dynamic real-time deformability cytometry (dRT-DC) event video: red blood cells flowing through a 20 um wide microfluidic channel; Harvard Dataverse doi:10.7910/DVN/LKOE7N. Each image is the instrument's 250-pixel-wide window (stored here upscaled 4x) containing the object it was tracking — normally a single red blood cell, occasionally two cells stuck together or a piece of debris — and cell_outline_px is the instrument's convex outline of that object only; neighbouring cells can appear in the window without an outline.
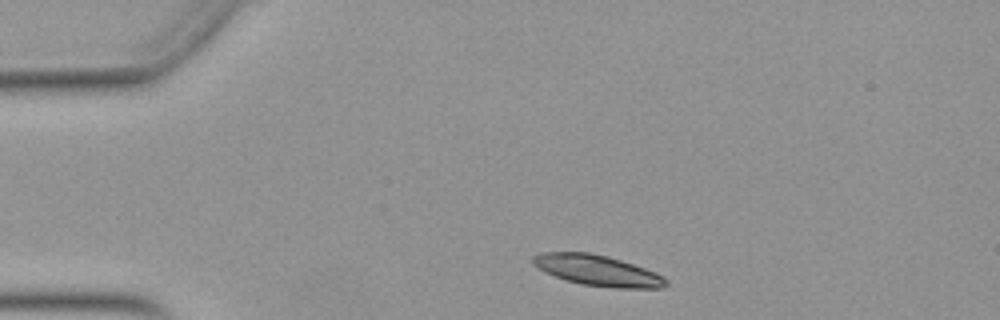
{"species": "Egyptian fruit bat (a non-hibernating species)", "species_latin": "Rousettus aegyptiacus", "temperature_condition": "warm", "stored_images_in_passage": 36, "camera_frame_rate_fps": 3000, "um_per_image_px": 0.085, "animal": {"sex": "female"}, "frame": {"image": 1, "passage_image": 3, "time_ms": 0.667, "image_size_px": [1000, 320], "cell_outline_px": [[668, 284], [664, 288], [616, 288], [580, 284], [564, 280], [532, 264], [532, 256], [544, 252], [588, 252], [608, 256], [644, 268], [664, 276], [668, 280]], "centroid_in_image_um": [50.82, 22.99], "position_along_channel_um": 34.2, "area_um2": 23.7}}
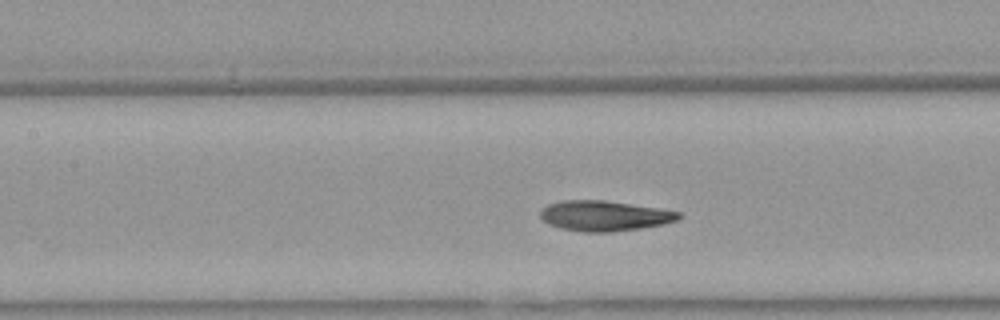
{"frame": {"image": 2, "passage_image": 16, "time_ms": 5.0, "image_size_px": [1000, 320], "cell_outline_px": [[680, 216], [676, 220], [660, 224], [640, 228], [612, 232], [580, 232], [560, 228], [548, 224], [540, 216], [540, 212], [548, 204], [564, 200], [604, 200], [656, 208], [680, 212]], "centroid_in_image_um": [51.31, 18.35], "position_along_channel_um": 156.1, "area_um2": 24.1}}
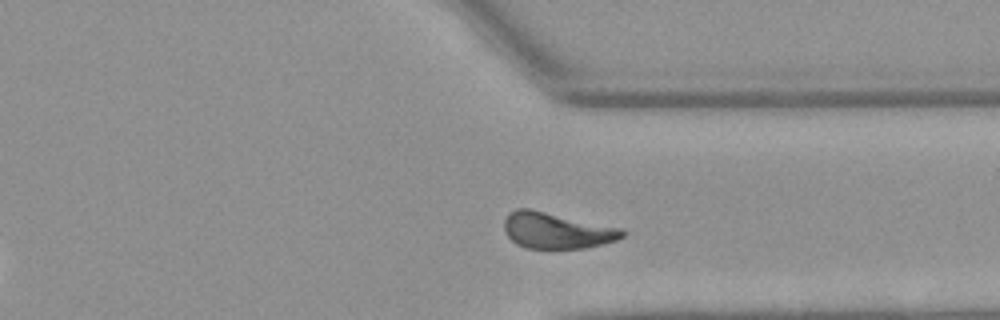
{"frame": {"image": 3, "passage_image": 32, "time_ms": 10.333, "image_size_px": [1000, 320], "cell_outline_px": [[628, 232], [624, 236], [616, 240], [604, 244], [584, 248], [528, 248], [516, 244], [508, 236], [504, 228], [504, 220], [508, 212], [516, 208], [532, 208], [624, 228]], "centroid_in_image_um": [47.35, 19.57], "position_along_channel_um": 364.1, "area_um2": 25.32}, "authors_computed_cell_mechanics": {"area_um2": 24.3338, "velocity_mm_per_s": 3.913, "shape_relaxation_time_tau1_ms": 3.6917, "shape_relaxation_time_tau2_ms": 1.8506, "deformation_change_tau1": 0.1482, "deformation_change_tau2": 0.0722}}